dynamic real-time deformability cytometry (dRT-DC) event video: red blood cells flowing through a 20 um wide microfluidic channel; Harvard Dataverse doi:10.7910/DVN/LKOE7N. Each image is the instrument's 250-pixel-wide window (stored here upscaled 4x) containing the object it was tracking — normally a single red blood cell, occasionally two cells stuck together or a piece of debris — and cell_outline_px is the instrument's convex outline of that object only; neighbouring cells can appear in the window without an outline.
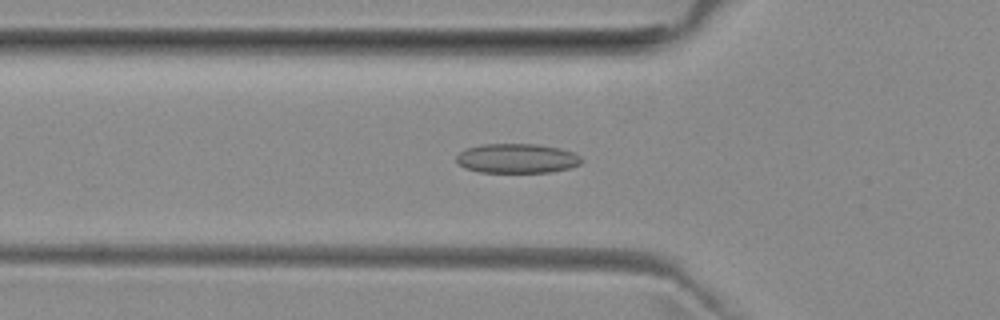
{"species": "common noctule bat (a hibernating species)", "species_latin": "Nyctalus noctula", "temperature_condition": "room temperature", "stored_images_in_passage": 18, "camera_frame_rate_fps": 3000, "um_per_image_px": 0.085, "animal": {"sex": "female", "body_mass_g": 29.2, "forearm_length_mm": 56.3}, "frame": {"image": 1, "passage_image": 7, "time_ms": 2.0, "image_size_px": [1000, 320], "cell_outline_px": [[584, 160], [580, 164], [568, 168], [552, 172], [480, 172], [464, 168], [456, 160], [456, 156], [464, 148], [480, 144], [536, 144], [556, 148], [572, 152], [580, 156]], "centroid_in_image_um": [43.91, 13.46], "position_along_channel_um": 81.9, "area_um2": 21.5}}
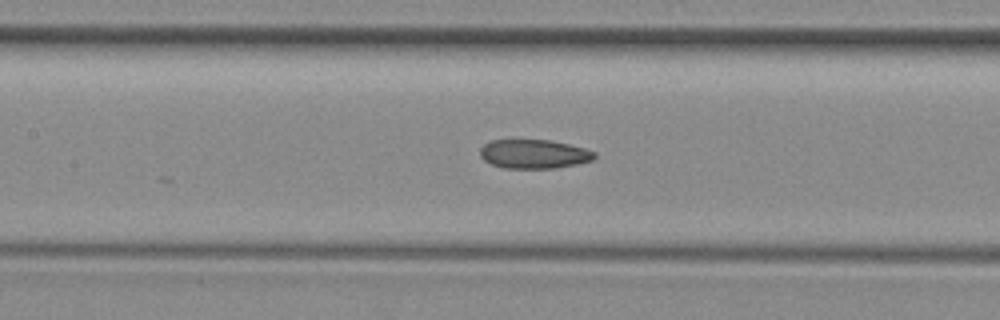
{"frame": {"image": 2, "passage_image": 13, "time_ms": 4.0, "image_size_px": [1000, 320], "cell_outline_px": [[596, 156], [592, 160], [576, 164], [556, 168], [504, 168], [492, 164], [484, 160], [480, 156], [480, 148], [484, 144], [492, 140], [552, 140], [584, 148], [596, 152]], "centroid_in_image_um": [45.38, 13.09], "position_along_channel_um": 162.0, "area_um2": 19.31}}
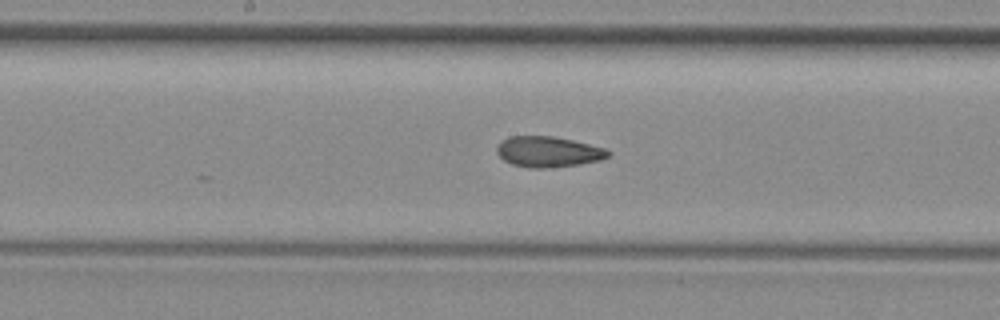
{"frame": {"image": 3, "passage_image": 16, "time_ms": 5.0, "image_size_px": [1000, 320], "cell_outline_px": [[612, 152], [608, 156], [600, 160], [580, 164], [548, 168], [528, 168], [512, 164], [504, 160], [496, 152], [496, 148], [508, 136], [552, 136], [572, 140], [604, 148]], "centroid_in_image_um": [46.59, 12.91], "position_along_channel_um": 201.6, "area_um2": 19.77}}